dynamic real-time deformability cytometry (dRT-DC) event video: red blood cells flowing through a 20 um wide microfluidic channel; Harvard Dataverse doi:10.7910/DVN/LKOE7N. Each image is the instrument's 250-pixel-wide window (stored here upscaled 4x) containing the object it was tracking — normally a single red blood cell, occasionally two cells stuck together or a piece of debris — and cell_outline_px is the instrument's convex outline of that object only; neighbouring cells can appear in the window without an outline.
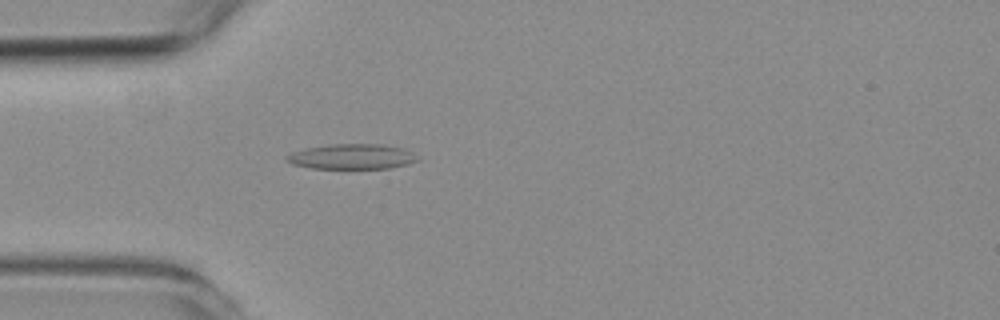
{"species": "common noctule bat (a hibernating species)", "species_latin": "Nyctalus noctula", "temperature_condition": "room temperature", "stored_images_in_passage": 48, "camera_frame_rate_fps": 3000, "um_per_image_px": 0.085, "animal": {"sex": "female", "body_mass_g": 19.3, "forearm_length_mm": 54.1}, "frame": {"image": 1, "passage_image": 7, "time_ms": 2.0, "image_size_px": [1000, 320], "cell_outline_px": [[420, 160], [408, 164], [388, 168], [312, 168], [292, 164], [284, 160], [284, 156], [292, 152], [304, 148], [332, 144], [380, 144], [404, 148], [412, 152]], "centroid_in_image_um": [29.89, 13.3], "position_along_channel_um": 55.1, "area_um2": 19.25}}
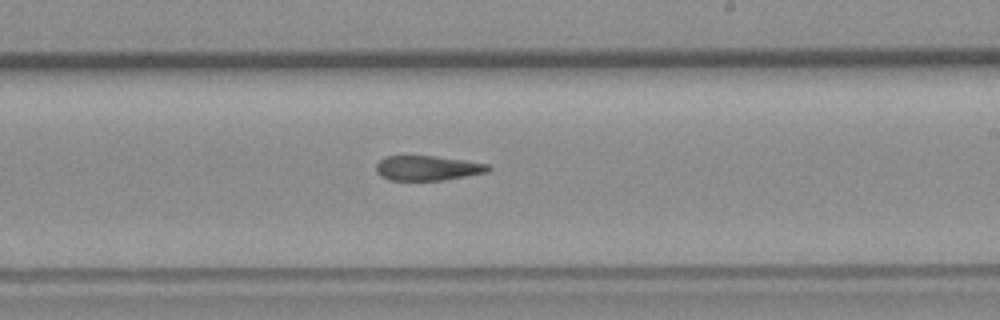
{"frame": {"image": 2, "passage_image": 24, "time_ms": 7.667, "image_size_px": [1000, 320], "cell_outline_px": [[492, 168], [488, 172], [444, 180], [388, 180], [380, 176], [376, 172], [376, 164], [384, 156], [436, 156], [464, 160], [488, 164]], "centroid_in_image_um": [36.33, 14.29], "position_along_channel_um": 252.7, "area_um2": 16.3}}
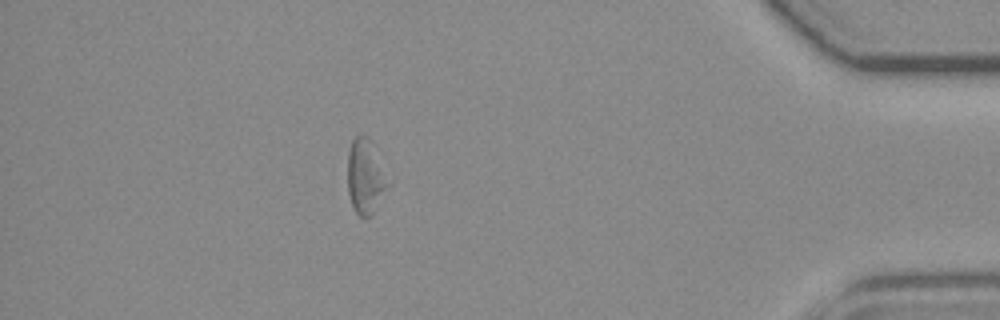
{"frame": {"image": 3, "passage_image": 41, "time_ms": 13.333, "image_size_px": [1000, 320], "cell_outline_px": [[384, 188], [372, 216], [360, 216], [356, 212], [352, 204], [348, 192], [348, 152], [352, 140], [356, 136], [368, 136], [372, 140], [384, 184]], "centroid_in_image_um": [30.95, 14.98], "position_along_channel_um": 404.3, "area_um2": 16.13}, "authors_computed_cell_mechanics": {"area_um2": 17.2822, "velocity_mm_per_s": 3.5726, "shape_relaxation_time_tau1_ms": null, "shape_relaxation_time_tau2_ms": 6.4264, "deformation_change_tau1": null, "deformation_change_tau2": 0.1634}}